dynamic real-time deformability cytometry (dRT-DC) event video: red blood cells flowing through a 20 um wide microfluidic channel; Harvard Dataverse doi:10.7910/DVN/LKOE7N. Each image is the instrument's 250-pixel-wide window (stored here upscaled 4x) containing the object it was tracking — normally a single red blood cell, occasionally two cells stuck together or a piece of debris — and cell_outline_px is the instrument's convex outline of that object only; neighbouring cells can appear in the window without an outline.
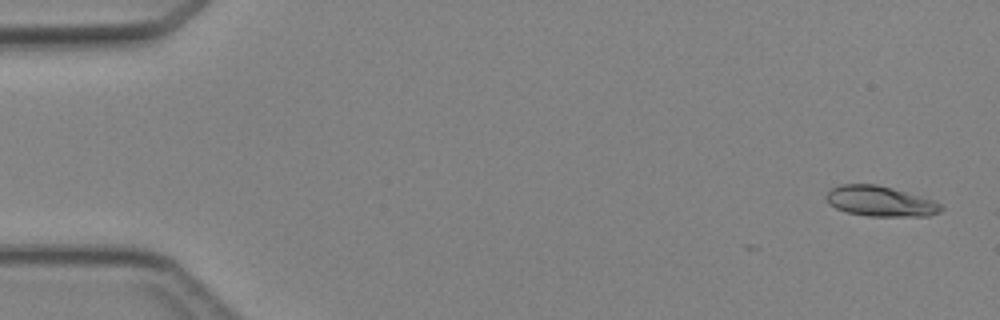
{"species": "Egyptian fruit bat (a non-hibernating species)", "species_latin": "Rousettus aegyptiacus", "temperature_condition": "cold", "stored_images_in_passage": 4, "camera_frame_rate_fps": 3000, "um_per_image_px": 0.085, "animal": {"sex": "female"}, "frame": {"image": 1, "passage_image": 1, "time_ms": 0.0, "image_size_px": [1000, 320], "cell_outline_px": [[944, 208], [940, 212], [928, 216], [868, 216], [848, 212], [836, 208], [828, 204], [824, 196], [828, 188], [840, 184], [876, 184], [892, 188], [936, 200], [944, 204]], "centroid_in_image_um": [74.82, 17.1], "position_along_channel_um": 10.2, "area_um2": 20.69}}
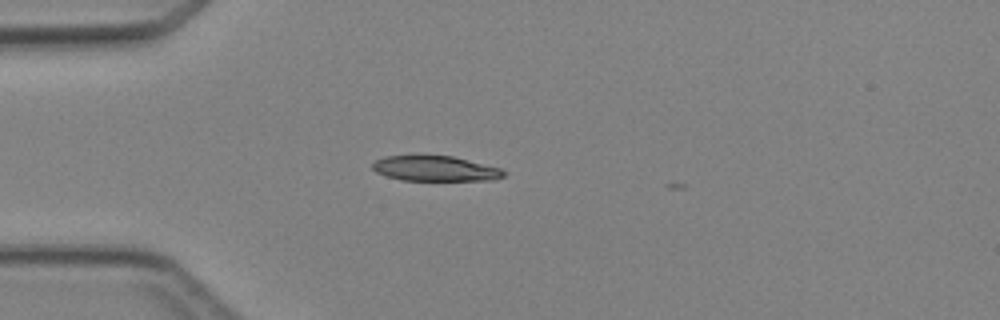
{"frame": {"image": 2, "passage_image": 4, "time_ms": 3.667, "image_size_px": [1000, 320], "cell_outline_px": [[508, 172], [504, 176], [492, 180], [400, 180], [376, 172], [372, 168], [372, 164], [376, 160], [384, 156], [452, 156], [500, 168]], "centroid_in_image_um": [37.0, 14.33], "position_along_channel_um": 48.0, "area_um2": 19.07}}